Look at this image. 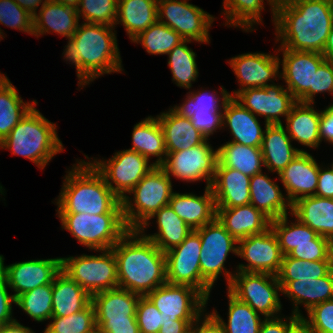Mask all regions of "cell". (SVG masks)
Masks as SVG:
<instances>
[{
    "label": "cell",
    "mask_w": 333,
    "mask_h": 333,
    "mask_svg": "<svg viewBox=\"0 0 333 333\" xmlns=\"http://www.w3.org/2000/svg\"><path fill=\"white\" fill-rule=\"evenodd\" d=\"M227 290L239 301L264 315V318L278 317L282 310L278 294L281 285L275 275L237 271Z\"/></svg>",
    "instance_id": "obj_9"
},
{
    "label": "cell",
    "mask_w": 333,
    "mask_h": 333,
    "mask_svg": "<svg viewBox=\"0 0 333 333\" xmlns=\"http://www.w3.org/2000/svg\"><path fill=\"white\" fill-rule=\"evenodd\" d=\"M102 254L61 258V270L91 296L118 287L117 262L111 249Z\"/></svg>",
    "instance_id": "obj_8"
},
{
    "label": "cell",
    "mask_w": 333,
    "mask_h": 333,
    "mask_svg": "<svg viewBox=\"0 0 333 333\" xmlns=\"http://www.w3.org/2000/svg\"><path fill=\"white\" fill-rule=\"evenodd\" d=\"M156 217L158 231L152 235H145L144 230L149 226V220ZM138 231L150 239L156 247L166 253L170 249L180 245L184 239L193 231L184 220L178 217L169 205L162 207L154 213Z\"/></svg>",
    "instance_id": "obj_33"
},
{
    "label": "cell",
    "mask_w": 333,
    "mask_h": 333,
    "mask_svg": "<svg viewBox=\"0 0 333 333\" xmlns=\"http://www.w3.org/2000/svg\"><path fill=\"white\" fill-rule=\"evenodd\" d=\"M333 94V61L325 60L317 69L313 79V104L317 93Z\"/></svg>",
    "instance_id": "obj_55"
},
{
    "label": "cell",
    "mask_w": 333,
    "mask_h": 333,
    "mask_svg": "<svg viewBox=\"0 0 333 333\" xmlns=\"http://www.w3.org/2000/svg\"><path fill=\"white\" fill-rule=\"evenodd\" d=\"M56 127L33 106L0 143V148L10 149L13 155L23 156L44 169L54 155L64 150Z\"/></svg>",
    "instance_id": "obj_5"
},
{
    "label": "cell",
    "mask_w": 333,
    "mask_h": 333,
    "mask_svg": "<svg viewBox=\"0 0 333 333\" xmlns=\"http://www.w3.org/2000/svg\"><path fill=\"white\" fill-rule=\"evenodd\" d=\"M274 84L245 89L234 98L254 115L265 117V125L282 124L280 117L286 118L297 100L286 88Z\"/></svg>",
    "instance_id": "obj_17"
},
{
    "label": "cell",
    "mask_w": 333,
    "mask_h": 333,
    "mask_svg": "<svg viewBox=\"0 0 333 333\" xmlns=\"http://www.w3.org/2000/svg\"><path fill=\"white\" fill-rule=\"evenodd\" d=\"M276 40L287 50L322 53L333 27L327 0H278Z\"/></svg>",
    "instance_id": "obj_1"
},
{
    "label": "cell",
    "mask_w": 333,
    "mask_h": 333,
    "mask_svg": "<svg viewBox=\"0 0 333 333\" xmlns=\"http://www.w3.org/2000/svg\"><path fill=\"white\" fill-rule=\"evenodd\" d=\"M193 126L208 139L210 135L223 127V112L194 113L190 118Z\"/></svg>",
    "instance_id": "obj_54"
},
{
    "label": "cell",
    "mask_w": 333,
    "mask_h": 333,
    "mask_svg": "<svg viewBox=\"0 0 333 333\" xmlns=\"http://www.w3.org/2000/svg\"><path fill=\"white\" fill-rule=\"evenodd\" d=\"M100 333H140L137 320L96 321Z\"/></svg>",
    "instance_id": "obj_57"
},
{
    "label": "cell",
    "mask_w": 333,
    "mask_h": 333,
    "mask_svg": "<svg viewBox=\"0 0 333 333\" xmlns=\"http://www.w3.org/2000/svg\"><path fill=\"white\" fill-rule=\"evenodd\" d=\"M158 21L175 30L184 40L209 43L214 17L187 0H158ZM166 20H165V19Z\"/></svg>",
    "instance_id": "obj_12"
},
{
    "label": "cell",
    "mask_w": 333,
    "mask_h": 333,
    "mask_svg": "<svg viewBox=\"0 0 333 333\" xmlns=\"http://www.w3.org/2000/svg\"><path fill=\"white\" fill-rule=\"evenodd\" d=\"M228 324L213 310V314L221 321L225 333H259L263 320L260 314L248 304L239 301L229 291Z\"/></svg>",
    "instance_id": "obj_41"
},
{
    "label": "cell",
    "mask_w": 333,
    "mask_h": 333,
    "mask_svg": "<svg viewBox=\"0 0 333 333\" xmlns=\"http://www.w3.org/2000/svg\"><path fill=\"white\" fill-rule=\"evenodd\" d=\"M327 1H328L329 9H330V15L332 17V22H333V0H327Z\"/></svg>",
    "instance_id": "obj_69"
},
{
    "label": "cell",
    "mask_w": 333,
    "mask_h": 333,
    "mask_svg": "<svg viewBox=\"0 0 333 333\" xmlns=\"http://www.w3.org/2000/svg\"><path fill=\"white\" fill-rule=\"evenodd\" d=\"M0 333H35L29 327L21 325L17 320L1 326Z\"/></svg>",
    "instance_id": "obj_65"
},
{
    "label": "cell",
    "mask_w": 333,
    "mask_h": 333,
    "mask_svg": "<svg viewBox=\"0 0 333 333\" xmlns=\"http://www.w3.org/2000/svg\"><path fill=\"white\" fill-rule=\"evenodd\" d=\"M284 127L283 124L265 125L261 145L264 167L278 175L294 158L304 152L292 146V139Z\"/></svg>",
    "instance_id": "obj_29"
},
{
    "label": "cell",
    "mask_w": 333,
    "mask_h": 333,
    "mask_svg": "<svg viewBox=\"0 0 333 333\" xmlns=\"http://www.w3.org/2000/svg\"><path fill=\"white\" fill-rule=\"evenodd\" d=\"M167 152L187 150L205 142L206 137L196 129L190 118L182 117L172 108L157 115Z\"/></svg>",
    "instance_id": "obj_31"
},
{
    "label": "cell",
    "mask_w": 333,
    "mask_h": 333,
    "mask_svg": "<svg viewBox=\"0 0 333 333\" xmlns=\"http://www.w3.org/2000/svg\"><path fill=\"white\" fill-rule=\"evenodd\" d=\"M0 24L33 35V17L14 0H0Z\"/></svg>",
    "instance_id": "obj_50"
},
{
    "label": "cell",
    "mask_w": 333,
    "mask_h": 333,
    "mask_svg": "<svg viewBox=\"0 0 333 333\" xmlns=\"http://www.w3.org/2000/svg\"><path fill=\"white\" fill-rule=\"evenodd\" d=\"M221 98L212 92L197 91L189 92L187 98L180 106H174L172 109L182 117L192 118L194 113L203 112H223L224 105L230 97V93L221 87ZM214 93V94H213ZM221 102V104L219 103ZM222 109V110H221Z\"/></svg>",
    "instance_id": "obj_48"
},
{
    "label": "cell",
    "mask_w": 333,
    "mask_h": 333,
    "mask_svg": "<svg viewBox=\"0 0 333 333\" xmlns=\"http://www.w3.org/2000/svg\"><path fill=\"white\" fill-rule=\"evenodd\" d=\"M286 333H315L311 327L303 320L302 317H298L287 329Z\"/></svg>",
    "instance_id": "obj_63"
},
{
    "label": "cell",
    "mask_w": 333,
    "mask_h": 333,
    "mask_svg": "<svg viewBox=\"0 0 333 333\" xmlns=\"http://www.w3.org/2000/svg\"><path fill=\"white\" fill-rule=\"evenodd\" d=\"M91 295L62 270L52 283V316L65 317L84 309Z\"/></svg>",
    "instance_id": "obj_35"
},
{
    "label": "cell",
    "mask_w": 333,
    "mask_h": 333,
    "mask_svg": "<svg viewBox=\"0 0 333 333\" xmlns=\"http://www.w3.org/2000/svg\"><path fill=\"white\" fill-rule=\"evenodd\" d=\"M7 287V281L0 273V322L3 325L16 321L12 318V303H15V297L8 293Z\"/></svg>",
    "instance_id": "obj_56"
},
{
    "label": "cell",
    "mask_w": 333,
    "mask_h": 333,
    "mask_svg": "<svg viewBox=\"0 0 333 333\" xmlns=\"http://www.w3.org/2000/svg\"><path fill=\"white\" fill-rule=\"evenodd\" d=\"M224 15L226 16L225 25L242 27L245 31H253L254 24L262 23L261 11L264 10V0H223ZM278 0H267L271 7L273 22L276 16Z\"/></svg>",
    "instance_id": "obj_40"
},
{
    "label": "cell",
    "mask_w": 333,
    "mask_h": 333,
    "mask_svg": "<svg viewBox=\"0 0 333 333\" xmlns=\"http://www.w3.org/2000/svg\"><path fill=\"white\" fill-rule=\"evenodd\" d=\"M281 293L293 302L292 314L302 317L299 306L303 304L309 311L315 305L333 299V271L317 279H300L290 282H279Z\"/></svg>",
    "instance_id": "obj_23"
},
{
    "label": "cell",
    "mask_w": 333,
    "mask_h": 333,
    "mask_svg": "<svg viewBox=\"0 0 333 333\" xmlns=\"http://www.w3.org/2000/svg\"><path fill=\"white\" fill-rule=\"evenodd\" d=\"M288 215L272 220L270 228L277 237L283 256L293 251L298 244L312 243L318 234L309 226L302 224L297 218L288 225Z\"/></svg>",
    "instance_id": "obj_42"
},
{
    "label": "cell",
    "mask_w": 333,
    "mask_h": 333,
    "mask_svg": "<svg viewBox=\"0 0 333 333\" xmlns=\"http://www.w3.org/2000/svg\"><path fill=\"white\" fill-rule=\"evenodd\" d=\"M171 178L161 166L153 167L122 200L123 217L129 230H138L154 213L169 204ZM134 203V204H133Z\"/></svg>",
    "instance_id": "obj_6"
},
{
    "label": "cell",
    "mask_w": 333,
    "mask_h": 333,
    "mask_svg": "<svg viewBox=\"0 0 333 333\" xmlns=\"http://www.w3.org/2000/svg\"><path fill=\"white\" fill-rule=\"evenodd\" d=\"M139 298V294L119 287L93 294L96 321L136 320Z\"/></svg>",
    "instance_id": "obj_28"
},
{
    "label": "cell",
    "mask_w": 333,
    "mask_h": 333,
    "mask_svg": "<svg viewBox=\"0 0 333 333\" xmlns=\"http://www.w3.org/2000/svg\"><path fill=\"white\" fill-rule=\"evenodd\" d=\"M90 333H100L99 329L97 328L96 330L90 332Z\"/></svg>",
    "instance_id": "obj_70"
},
{
    "label": "cell",
    "mask_w": 333,
    "mask_h": 333,
    "mask_svg": "<svg viewBox=\"0 0 333 333\" xmlns=\"http://www.w3.org/2000/svg\"><path fill=\"white\" fill-rule=\"evenodd\" d=\"M78 24L77 8L48 0L41 6L39 13L33 16V35L39 37L53 31L69 39L77 30Z\"/></svg>",
    "instance_id": "obj_27"
},
{
    "label": "cell",
    "mask_w": 333,
    "mask_h": 333,
    "mask_svg": "<svg viewBox=\"0 0 333 333\" xmlns=\"http://www.w3.org/2000/svg\"><path fill=\"white\" fill-rule=\"evenodd\" d=\"M195 231L201 241V276L213 287L219 275L224 272L229 286L235 273L231 274L225 269L224 263L230 252L237 255L238 246L235 244H238V241L227 232L217 218Z\"/></svg>",
    "instance_id": "obj_10"
},
{
    "label": "cell",
    "mask_w": 333,
    "mask_h": 333,
    "mask_svg": "<svg viewBox=\"0 0 333 333\" xmlns=\"http://www.w3.org/2000/svg\"><path fill=\"white\" fill-rule=\"evenodd\" d=\"M216 208H233L250 204V177L242 172L223 167L217 162L211 184Z\"/></svg>",
    "instance_id": "obj_22"
},
{
    "label": "cell",
    "mask_w": 333,
    "mask_h": 333,
    "mask_svg": "<svg viewBox=\"0 0 333 333\" xmlns=\"http://www.w3.org/2000/svg\"><path fill=\"white\" fill-rule=\"evenodd\" d=\"M15 304L37 322L50 320L52 317V283L36 287L17 296Z\"/></svg>",
    "instance_id": "obj_46"
},
{
    "label": "cell",
    "mask_w": 333,
    "mask_h": 333,
    "mask_svg": "<svg viewBox=\"0 0 333 333\" xmlns=\"http://www.w3.org/2000/svg\"><path fill=\"white\" fill-rule=\"evenodd\" d=\"M311 103L298 102L286 117V131L289 137L309 148H317L321 139L319 122L321 111L314 109Z\"/></svg>",
    "instance_id": "obj_34"
},
{
    "label": "cell",
    "mask_w": 333,
    "mask_h": 333,
    "mask_svg": "<svg viewBox=\"0 0 333 333\" xmlns=\"http://www.w3.org/2000/svg\"><path fill=\"white\" fill-rule=\"evenodd\" d=\"M191 325L186 320H165L158 333H189Z\"/></svg>",
    "instance_id": "obj_62"
},
{
    "label": "cell",
    "mask_w": 333,
    "mask_h": 333,
    "mask_svg": "<svg viewBox=\"0 0 333 333\" xmlns=\"http://www.w3.org/2000/svg\"><path fill=\"white\" fill-rule=\"evenodd\" d=\"M52 1L61 2L65 5L77 8L80 0H52Z\"/></svg>",
    "instance_id": "obj_67"
},
{
    "label": "cell",
    "mask_w": 333,
    "mask_h": 333,
    "mask_svg": "<svg viewBox=\"0 0 333 333\" xmlns=\"http://www.w3.org/2000/svg\"><path fill=\"white\" fill-rule=\"evenodd\" d=\"M322 55L327 59V60H332L333 61V27L331 29V32L328 35L326 44L324 46Z\"/></svg>",
    "instance_id": "obj_66"
},
{
    "label": "cell",
    "mask_w": 333,
    "mask_h": 333,
    "mask_svg": "<svg viewBox=\"0 0 333 333\" xmlns=\"http://www.w3.org/2000/svg\"><path fill=\"white\" fill-rule=\"evenodd\" d=\"M2 36H3V32H2V30L0 28V40L3 38Z\"/></svg>",
    "instance_id": "obj_71"
},
{
    "label": "cell",
    "mask_w": 333,
    "mask_h": 333,
    "mask_svg": "<svg viewBox=\"0 0 333 333\" xmlns=\"http://www.w3.org/2000/svg\"><path fill=\"white\" fill-rule=\"evenodd\" d=\"M283 53L280 79L286 89L301 103L313 104V79L318 67L326 60L322 53L278 49Z\"/></svg>",
    "instance_id": "obj_16"
},
{
    "label": "cell",
    "mask_w": 333,
    "mask_h": 333,
    "mask_svg": "<svg viewBox=\"0 0 333 333\" xmlns=\"http://www.w3.org/2000/svg\"><path fill=\"white\" fill-rule=\"evenodd\" d=\"M67 173L56 202L57 214L123 212L122 200L91 162L78 161Z\"/></svg>",
    "instance_id": "obj_4"
},
{
    "label": "cell",
    "mask_w": 333,
    "mask_h": 333,
    "mask_svg": "<svg viewBox=\"0 0 333 333\" xmlns=\"http://www.w3.org/2000/svg\"><path fill=\"white\" fill-rule=\"evenodd\" d=\"M280 58L265 53H245L229 60L230 67L237 76L241 88L235 90L230 97L248 88H263L270 85L268 81L280 75ZM279 74V75H278Z\"/></svg>",
    "instance_id": "obj_20"
},
{
    "label": "cell",
    "mask_w": 333,
    "mask_h": 333,
    "mask_svg": "<svg viewBox=\"0 0 333 333\" xmlns=\"http://www.w3.org/2000/svg\"><path fill=\"white\" fill-rule=\"evenodd\" d=\"M200 253V236L193 230L180 245L165 253L167 283L193 287L209 300L212 286L201 276Z\"/></svg>",
    "instance_id": "obj_11"
},
{
    "label": "cell",
    "mask_w": 333,
    "mask_h": 333,
    "mask_svg": "<svg viewBox=\"0 0 333 333\" xmlns=\"http://www.w3.org/2000/svg\"><path fill=\"white\" fill-rule=\"evenodd\" d=\"M146 296L165 318L186 320L190 325L205 312L208 304V300L195 288L167 282Z\"/></svg>",
    "instance_id": "obj_15"
},
{
    "label": "cell",
    "mask_w": 333,
    "mask_h": 333,
    "mask_svg": "<svg viewBox=\"0 0 333 333\" xmlns=\"http://www.w3.org/2000/svg\"><path fill=\"white\" fill-rule=\"evenodd\" d=\"M291 214L318 235L333 238V198H300L291 205Z\"/></svg>",
    "instance_id": "obj_30"
},
{
    "label": "cell",
    "mask_w": 333,
    "mask_h": 333,
    "mask_svg": "<svg viewBox=\"0 0 333 333\" xmlns=\"http://www.w3.org/2000/svg\"><path fill=\"white\" fill-rule=\"evenodd\" d=\"M157 1L118 0L115 25L122 23L133 40L158 20Z\"/></svg>",
    "instance_id": "obj_36"
},
{
    "label": "cell",
    "mask_w": 333,
    "mask_h": 333,
    "mask_svg": "<svg viewBox=\"0 0 333 333\" xmlns=\"http://www.w3.org/2000/svg\"><path fill=\"white\" fill-rule=\"evenodd\" d=\"M192 40H184L176 45L167 55L169 56L168 65L173 75V81L179 87L190 89L192 82L198 77V68L196 64V54L187 43Z\"/></svg>",
    "instance_id": "obj_43"
},
{
    "label": "cell",
    "mask_w": 333,
    "mask_h": 333,
    "mask_svg": "<svg viewBox=\"0 0 333 333\" xmlns=\"http://www.w3.org/2000/svg\"><path fill=\"white\" fill-rule=\"evenodd\" d=\"M237 256L248 264H239L237 271L277 275L283 259L278 240L271 228L263 233L238 240Z\"/></svg>",
    "instance_id": "obj_18"
},
{
    "label": "cell",
    "mask_w": 333,
    "mask_h": 333,
    "mask_svg": "<svg viewBox=\"0 0 333 333\" xmlns=\"http://www.w3.org/2000/svg\"><path fill=\"white\" fill-rule=\"evenodd\" d=\"M14 1L33 17L37 13L38 6L39 5L43 6L48 0H14Z\"/></svg>",
    "instance_id": "obj_64"
},
{
    "label": "cell",
    "mask_w": 333,
    "mask_h": 333,
    "mask_svg": "<svg viewBox=\"0 0 333 333\" xmlns=\"http://www.w3.org/2000/svg\"><path fill=\"white\" fill-rule=\"evenodd\" d=\"M218 149V162L223 167H229L252 177L262 172L264 166L261 147H252L238 144L235 142H226Z\"/></svg>",
    "instance_id": "obj_39"
},
{
    "label": "cell",
    "mask_w": 333,
    "mask_h": 333,
    "mask_svg": "<svg viewBox=\"0 0 333 333\" xmlns=\"http://www.w3.org/2000/svg\"><path fill=\"white\" fill-rule=\"evenodd\" d=\"M111 250L119 288L146 296L167 282L165 253L138 230H129Z\"/></svg>",
    "instance_id": "obj_2"
},
{
    "label": "cell",
    "mask_w": 333,
    "mask_h": 333,
    "mask_svg": "<svg viewBox=\"0 0 333 333\" xmlns=\"http://www.w3.org/2000/svg\"><path fill=\"white\" fill-rule=\"evenodd\" d=\"M331 271L330 261H303L283 256L280 270L277 273L279 282H290L300 279H317Z\"/></svg>",
    "instance_id": "obj_45"
},
{
    "label": "cell",
    "mask_w": 333,
    "mask_h": 333,
    "mask_svg": "<svg viewBox=\"0 0 333 333\" xmlns=\"http://www.w3.org/2000/svg\"><path fill=\"white\" fill-rule=\"evenodd\" d=\"M328 168V169H327ZM320 168L315 196L333 198V168Z\"/></svg>",
    "instance_id": "obj_59"
},
{
    "label": "cell",
    "mask_w": 333,
    "mask_h": 333,
    "mask_svg": "<svg viewBox=\"0 0 333 333\" xmlns=\"http://www.w3.org/2000/svg\"><path fill=\"white\" fill-rule=\"evenodd\" d=\"M113 30V26L83 21L68 39L64 59L74 63L78 86L84 87L103 74L121 73L124 70Z\"/></svg>",
    "instance_id": "obj_3"
},
{
    "label": "cell",
    "mask_w": 333,
    "mask_h": 333,
    "mask_svg": "<svg viewBox=\"0 0 333 333\" xmlns=\"http://www.w3.org/2000/svg\"><path fill=\"white\" fill-rule=\"evenodd\" d=\"M329 258H330L331 270L333 271V238L330 239V254H329Z\"/></svg>",
    "instance_id": "obj_68"
},
{
    "label": "cell",
    "mask_w": 333,
    "mask_h": 333,
    "mask_svg": "<svg viewBox=\"0 0 333 333\" xmlns=\"http://www.w3.org/2000/svg\"><path fill=\"white\" fill-rule=\"evenodd\" d=\"M298 317L293 315L282 320L281 317L274 318H263V322L259 333H286L288 327L297 319Z\"/></svg>",
    "instance_id": "obj_60"
},
{
    "label": "cell",
    "mask_w": 333,
    "mask_h": 333,
    "mask_svg": "<svg viewBox=\"0 0 333 333\" xmlns=\"http://www.w3.org/2000/svg\"><path fill=\"white\" fill-rule=\"evenodd\" d=\"M43 333H90L97 329L95 308L90 302L84 309L72 315L52 316Z\"/></svg>",
    "instance_id": "obj_47"
},
{
    "label": "cell",
    "mask_w": 333,
    "mask_h": 333,
    "mask_svg": "<svg viewBox=\"0 0 333 333\" xmlns=\"http://www.w3.org/2000/svg\"><path fill=\"white\" fill-rule=\"evenodd\" d=\"M132 147L129 150L136 151L148 160L150 156H156L153 164L161 166L167 157L164 134L156 117H147L133 128Z\"/></svg>",
    "instance_id": "obj_37"
},
{
    "label": "cell",
    "mask_w": 333,
    "mask_h": 333,
    "mask_svg": "<svg viewBox=\"0 0 333 333\" xmlns=\"http://www.w3.org/2000/svg\"><path fill=\"white\" fill-rule=\"evenodd\" d=\"M93 161V166L121 200L155 167L153 163L148 164L149 160L146 157L129 149L116 152L109 160Z\"/></svg>",
    "instance_id": "obj_14"
},
{
    "label": "cell",
    "mask_w": 333,
    "mask_h": 333,
    "mask_svg": "<svg viewBox=\"0 0 333 333\" xmlns=\"http://www.w3.org/2000/svg\"><path fill=\"white\" fill-rule=\"evenodd\" d=\"M319 135L321 142L324 139L330 144H333V104L321 111Z\"/></svg>",
    "instance_id": "obj_61"
},
{
    "label": "cell",
    "mask_w": 333,
    "mask_h": 333,
    "mask_svg": "<svg viewBox=\"0 0 333 333\" xmlns=\"http://www.w3.org/2000/svg\"><path fill=\"white\" fill-rule=\"evenodd\" d=\"M330 239L318 235L312 243L298 244L288 256L303 261H330Z\"/></svg>",
    "instance_id": "obj_52"
},
{
    "label": "cell",
    "mask_w": 333,
    "mask_h": 333,
    "mask_svg": "<svg viewBox=\"0 0 333 333\" xmlns=\"http://www.w3.org/2000/svg\"><path fill=\"white\" fill-rule=\"evenodd\" d=\"M61 271V257L29 260L4 266V257L0 255V273L5 277L9 288L17 296L36 287L51 284Z\"/></svg>",
    "instance_id": "obj_19"
},
{
    "label": "cell",
    "mask_w": 333,
    "mask_h": 333,
    "mask_svg": "<svg viewBox=\"0 0 333 333\" xmlns=\"http://www.w3.org/2000/svg\"><path fill=\"white\" fill-rule=\"evenodd\" d=\"M204 192L203 196L173 192L168 204L192 230L201 228L216 218V204L211 187H206Z\"/></svg>",
    "instance_id": "obj_26"
},
{
    "label": "cell",
    "mask_w": 333,
    "mask_h": 333,
    "mask_svg": "<svg viewBox=\"0 0 333 333\" xmlns=\"http://www.w3.org/2000/svg\"><path fill=\"white\" fill-rule=\"evenodd\" d=\"M57 215L63 229L68 230L80 244L95 251L111 249L129 231L123 212Z\"/></svg>",
    "instance_id": "obj_7"
},
{
    "label": "cell",
    "mask_w": 333,
    "mask_h": 333,
    "mask_svg": "<svg viewBox=\"0 0 333 333\" xmlns=\"http://www.w3.org/2000/svg\"><path fill=\"white\" fill-rule=\"evenodd\" d=\"M207 141L187 150L167 152L161 167L170 178L173 175L186 182L206 180V187H211L218 162V149L214 151Z\"/></svg>",
    "instance_id": "obj_13"
},
{
    "label": "cell",
    "mask_w": 333,
    "mask_h": 333,
    "mask_svg": "<svg viewBox=\"0 0 333 333\" xmlns=\"http://www.w3.org/2000/svg\"><path fill=\"white\" fill-rule=\"evenodd\" d=\"M222 125L229 126L233 136L230 142L261 147L265 130H262L257 117L234 97H229L224 105Z\"/></svg>",
    "instance_id": "obj_24"
},
{
    "label": "cell",
    "mask_w": 333,
    "mask_h": 333,
    "mask_svg": "<svg viewBox=\"0 0 333 333\" xmlns=\"http://www.w3.org/2000/svg\"><path fill=\"white\" fill-rule=\"evenodd\" d=\"M319 167L313 156L304 151L278 175L287 193L285 197L291 205L300 198L315 195Z\"/></svg>",
    "instance_id": "obj_21"
},
{
    "label": "cell",
    "mask_w": 333,
    "mask_h": 333,
    "mask_svg": "<svg viewBox=\"0 0 333 333\" xmlns=\"http://www.w3.org/2000/svg\"><path fill=\"white\" fill-rule=\"evenodd\" d=\"M306 312L308 319L302 318L315 333H333V299L315 305Z\"/></svg>",
    "instance_id": "obj_53"
},
{
    "label": "cell",
    "mask_w": 333,
    "mask_h": 333,
    "mask_svg": "<svg viewBox=\"0 0 333 333\" xmlns=\"http://www.w3.org/2000/svg\"><path fill=\"white\" fill-rule=\"evenodd\" d=\"M202 316L203 315L201 314L194 321V323L190 327L189 333H225V329L221 321L213 313H206L203 317V320L201 318Z\"/></svg>",
    "instance_id": "obj_58"
},
{
    "label": "cell",
    "mask_w": 333,
    "mask_h": 333,
    "mask_svg": "<svg viewBox=\"0 0 333 333\" xmlns=\"http://www.w3.org/2000/svg\"><path fill=\"white\" fill-rule=\"evenodd\" d=\"M3 187L0 185V193L3 194Z\"/></svg>",
    "instance_id": "obj_72"
},
{
    "label": "cell",
    "mask_w": 333,
    "mask_h": 333,
    "mask_svg": "<svg viewBox=\"0 0 333 333\" xmlns=\"http://www.w3.org/2000/svg\"><path fill=\"white\" fill-rule=\"evenodd\" d=\"M183 41L184 39L175 30L157 20L131 42L141 43L149 54L163 55L168 54Z\"/></svg>",
    "instance_id": "obj_44"
},
{
    "label": "cell",
    "mask_w": 333,
    "mask_h": 333,
    "mask_svg": "<svg viewBox=\"0 0 333 333\" xmlns=\"http://www.w3.org/2000/svg\"><path fill=\"white\" fill-rule=\"evenodd\" d=\"M35 105L36 100L23 102L16 87L0 73V143Z\"/></svg>",
    "instance_id": "obj_38"
},
{
    "label": "cell",
    "mask_w": 333,
    "mask_h": 333,
    "mask_svg": "<svg viewBox=\"0 0 333 333\" xmlns=\"http://www.w3.org/2000/svg\"><path fill=\"white\" fill-rule=\"evenodd\" d=\"M250 204L271 221L288 215V209L291 211V204L280 187L262 172L250 177Z\"/></svg>",
    "instance_id": "obj_32"
},
{
    "label": "cell",
    "mask_w": 333,
    "mask_h": 333,
    "mask_svg": "<svg viewBox=\"0 0 333 333\" xmlns=\"http://www.w3.org/2000/svg\"><path fill=\"white\" fill-rule=\"evenodd\" d=\"M169 319L160 313L147 296H140L136 310V320L140 333H158L164 321Z\"/></svg>",
    "instance_id": "obj_51"
},
{
    "label": "cell",
    "mask_w": 333,
    "mask_h": 333,
    "mask_svg": "<svg viewBox=\"0 0 333 333\" xmlns=\"http://www.w3.org/2000/svg\"><path fill=\"white\" fill-rule=\"evenodd\" d=\"M118 0H80L77 12L86 23L115 27Z\"/></svg>",
    "instance_id": "obj_49"
},
{
    "label": "cell",
    "mask_w": 333,
    "mask_h": 333,
    "mask_svg": "<svg viewBox=\"0 0 333 333\" xmlns=\"http://www.w3.org/2000/svg\"><path fill=\"white\" fill-rule=\"evenodd\" d=\"M216 218L237 241L270 228L271 220L252 204L216 208Z\"/></svg>",
    "instance_id": "obj_25"
}]
</instances>
